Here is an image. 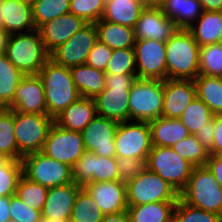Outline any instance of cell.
<instances>
[{"instance_id":"e575fe53","label":"cell","mask_w":222,"mask_h":222,"mask_svg":"<svg viewBox=\"0 0 222 222\" xmlns=\"http://www.w3.org/2000/svg\"><path fill=\"white\" fill-rule=\"evenodd\" d=\"M214 117L211 109L197 96L188 105L179 120L194 135L198 130L205 127Z\"/></svg>"},{"instance_id":"4316f807","label":"cell","mask_w":222,"mask_h":222,"mask_svg":"<svg viewBox=\"0 0 222 222\" xmlns=\"http://www.w3.org/2000/svg\"><path fill=\"white\" fill-rule=\"evenodd\" d=\"M160 8L178 29L191 27L203 12L199 0H165Z\"/></svg>"},{"instance_id":"ee69618b","label":"cell","mask_w":222,"mask_h":222,"mask_svg":"<svg viewBox=\"0 0 222 222\" xmlns=\"http://www.w3.org/2000/svg\"><path fill=\"white\" fill-rule=\"evenodd\" d=\"M105 0H70L69 12L95 24L103 16Z\"/></svg>"},{"instance_id":"c3c4849f","label":"cell","mask_w":222,"mask_h":222,"mask_svg":"<svg viewBox=\"0 0 222 222\" xmlns=\"http://www.w3.org/2000/svg\"><path fill=\"white\" fill-rule=\"evenodd\" d=\"M137 80V74H106L105 87H124L132 88Z\"/></svg>"},{"instance_id":"7a4b0ae2","label":"cell","mask_w":222,"mask_h":222,"mask_svg":"<svg viewBox=\"0 0 222 222\" xmlns=\"http://www.w3.org/2000/svg\"><path fill=\"white\" fill-rule=\"evenodd\" d=\"M38 75L44 87L47 115L51 118L54 119L70 104L81 98L69 68L49 59Z\"/></svg>"},{"instance_id":"836d02e7","label":"cell","mask_w":222,"mask_h":222,"mask_svg":"<svg viewBox=\"0 0 222 222\" xmlns=\"http://www.w3.org/2000/svg\"><path fill=\"white\" fill-rule=\"evenodd\" d=\"M0 156L18 160V146L14 129V110L0 109Z\"/></svg>"},{"instance_id":"b9f144b4","label":"cell","mask_w":222,"mask_h":222,"mask_svg":"<svg viewBox=\"0 0 222 222\" xmlns=\"http://www.w3.org/2000/svg\"><path fill=\"white\" fill-rule=\"evenodd\" d=\"M173 222H222V219L218 213L205 211L179 198L173 210Z\"/></svg>"},{"instance_id":"8992f818","label":"cell","mask_w":222,"mask_h":222,"mask_svg":"<svg viewBox=\"0 0 222 222\" xmlns=\"http://www.w3.org/2000/svg\"><path fill=\"white\" fill-rule=\"evenodd\" d=\"M163 81L137 79L129 92V120L149 122L161 117Z\"/></svg>"},{"instance_id":"7dc6e473","label":"cell","mask_w":222,"mask_h":222,"mask_svg":"<svg viewBox=\"0 0 222 222\" xmlns=\"http://www.w3.org/2000/svg\"><path fill=\"white\" fill-rule=\"evenodd\" d=\"M113 50L97 40L88 54L86 65L105 72Z\"/></svg>"},{"instance_id":"7c38bea8","label":"cell","mask_w":222,"mask_h":222,"mask_svg":"<svg viewBox=\"0 0 222 222\" xmlns=\"http://www.w3.org/2000/svg\"><path fill=\"white\" fill-rule=\"evenodd\" d=\"M97 40L95 24L87 23L64 44L55 49L50 54V59L56 64L69 69L78 65H84L90 50Z\"/></svg>"},{"instance_id":"816d5d0a","label":"cell","mask_w":222,"mask_h":222,"mask_svg":"<svg viewBox=\"0 0 222 222\" xmlns=\"http://www.w3.org/2000/svg\"><path fill=\"white\" fill-rule=\"evenodd\" d=\"M206 167L214 175L222 188V154H209Z\"/></svg>"},{"instance_id":"7402d4cb","label":"cell","mask_w":222,"mask_h":222,"mask_svg":"<svg viewBox=\"0 0 222 222\" xmlns=\"http://www.w3.org/2000/svg\"><path fill=\"white\" fill-rule=\"evenodd\" d=\"M81 189L75 182L64 186H56L48 189L47 198L42 217L49 219H70L73 205L78 191Z\"/></svg>"},{"instance_id":"44dd1931","label":"cell","mask_w":222,"mask_h":222,"mask_svg":"<svg viewBox=\"0 0 222 222\" xmlns=\"http://www.w3.org/2000/svg\"><path fill=\"white\" fill-rule=\"evenodd\" d=\"M131 88L105 87L95 98L97 115L117 122L129 121V92Z\"/></svg>"},{"instance_id":"d4e9b609","label":"cell","mask_w":222,"mask_h":222,"mask_svg":"<svg viewBox=\"0 0 222 222\" xmlns=\"http://www.w3.org/2000/svg\"><path fill=\"white\" fill-rule=\"evenodd\" d=\"M152 146L172 147L191 135L179 119L159 117L149 121Z\"/></svg>"},{"instance_id":"bcb514c9","label":"cell","mask_w":222,"mask_h":222,"mask_svg":"<svg viewBox=\"0 0 222 222\" xmlns=\"http://www.w3.org/2000/svg\"><path fill=\"white\" fill-rule=\"evenodd\" d=\"M10 216L19 222H39L42 218L41 211L24 204L16 195L10 196Z\"/></svg>"},{"instance_id":"3957f363","label":"cell","mask_w":222,"mask_h":222,"mask_svg":"<svg viewBox=\"0 0 222 222\" xmlns=\"http://www.w3.org/2000/svg\"><path fill=\"white\" fill-rule=\"evenodd\" d=\"M5 54L25 75L38 74L50 59L38 29L8 35Z\"/></svg>"},{"instance_id":"ba28073f","label":"cell","mask_w":222,"mask_h":222,"mask_svg":"<svg viewBox=\"0 0 222 222\" xmlns=\"http://www.w3.org/2000/svg\"><path fill=\"white\" fill-rule=\"evenodd\" d=\"M146 168L166 180L180 193L185 188L194 166L171 147L152 146L147 156Z\"/></svg>"},{"instance_id":"94428289","label":"cell","mask_w":222,"mask_h":222,"mask_svg":"<svg viewBox=\"0 0 222 222\" xmlns=\"http://www.w3.org/2000/svg\"><path fill=\"white\" fill-rule=\"evenodd\" d=\"M2 21H3V17H2V0H0V28H2Z\"/></svg>"},{"instance_id":"f1b7e54d","label":"cell","mask_w":222,"mask_h":222,"mask_svg":"<svg viewBox=\"0 0 222 222\" xmlns=\"http://www.w3.org/2000/svg\"><path fill=\"white\" fill-rule=\"evenodd\" d=\"M75 87L81 97L95 98L106 85V73L86 64L70 69Z\"/></svg>"},{"instance_id":"f5cc1de1","label":"cell","mask_w":222,"mask_h":222,"mask_svg":"<svg viewBox=\"0 0 222 222\" xmlns=\"http://www.w3.org/2000/svg\"><path fill=\"white\" fill-rule=\"evenodd\" d=\"M10 196L0 197V222L11 219L10 216Z\"/></svg>"},{"instance_id":"5b68a950","label":"cell","mask_w":222,"mask_h":222,"mask_svg":"<svg viewBox=\"0 0 222 222\" xmlns=\"http://www.w3.org/2000/svg\"><path fill=\"white\" fill-rule=\"evenodd\" d=\"M54 119L49 115L28 114L14 110L15 138L18 160L36 152H42Z\"/></svg>"},{"instance_id":"f35d334b","label":"cell","mask_w":222,"mask_h":222,"mask_svg":"<svg viewBox=\"0 0 222 222\" xmlns=\"http://www.w3.org/2000/svg\"><path fill=\"white\" fill-rule=\"evenodd\" d=\"M70 0H38L32 5L34 26L38 29L44 23L69 13Z\"/></svg>"},{"instance_id":"603a6c76","label":"cell","mask_w":222,"mask_h":222,"mask_svg":"<svg viewBox=\"0 0 222 222\" xmlns=\"http://www.w3.org/2000/svg\"><path fill=\"white\" fill-rule=\"evenodd\" d=\"M96 115L94 98L81 97L58 114L54 123L67 130L82 132Z\"/></svg>"},{"instance_id":"680465c9","label":"cell","mask_w":222,"mask_h":222,"mask_svg":"<svg viewBox=\"0 0 222 222\" xmlns=\"http://www.w3.org/2000/svg\"><path fill=\"white\" fill-rule=\"evenodd\" d=\"M39 222H69V219H61V218L49 219L46 217H42Z\"/></svg>"},{"instance_id":"74e56055","label":"cell","mask_w":222,"mask_h":222,"mask_svg":"<svg viewBox=\"0 0 222 222\" xmlns=\"http://www.w3.org/2000/svg\"><path fill=\"white\" fill-rule=\"evenodd\" d=\"M47 194L48 188L43 185L32 182L23 175L19 178L15 195L27 206L42 212Z\"/></svg>"},{"instance_id":"30bf717a","label":"cell","mask_w":222,"mask_h":222,"mask_svg":"<svg viewBox=\"0 0 222 222\" xmlns=\"http://www.w3.org/2000/svg\"><path fill=\"white\" fill-rule=\"evenodd\" d=\"M151 148V130L148 122L129 120L119 123L115 135V157L146 161Z\"/></svg>"},{"instance_id":"9a60e30c","label":"cell","mask_w":222,"mask_h":222,"mask_svg":"<svg viewBox=\"0 0 222 222\" xmlns=\"http://www.w3.org/2000/svg\"><path fill=\"white\" fill-rule=\"evenodd\" d=\"M119 122L96 115L81 132L85 151L115 157V135Z\"/></svg>"},{"instance_id":"6125c7cd","label":"cell","mask_w":222,"mask_h":222,"mask_svg":"<svg viewBox=\"0 0 222 222\" xmlns=\"http://www.w3.org/2000/svg\"><path fill=\"white\" fill-rule=\"evenodd\" d=\"M5 222H19V221H15V220L10 219V220H7Z\"/></svg>"},{"instance_id":"5bb4252c","label":"cell","mask_w":222,"mask_h":222,"mask_svg":"<svg viewBox=\"0 0 222 222\" xmlns=\"http://www.w3.org/2000/svg\"><path fill=\"white\" fill-rule=\"evenodd\" d=\"M72 170L73 181L81 188L92 182L118 180L116 157L99 156L94 152L85 151Z\"/></svg>"},{"instance_id":"6da1fadb","label":"cell","mask_w":222,"mask_h":222,"mask_svg":"<svg viewBox=\"0 0 222 222\" xmlns=\"http://www.w3.org/2000/svg\"><path fill=\"white\" fill-rule=\"evenodd\" d=\"M200 46L188 29H178L166 42V79L194 80L199 75Z\"/></svg>"},{"instance_id":"52a82bcc","label":"cell","mask_w":222,"mask_h":222,"mask_svg":"<svg viewBox=\"0 0 222 222\" xmlns=\"http://www.w3.org/2000/svg\"><path fill=\"white\" fill-rule=\"evenodd\" d=\"M22 175L46 188L73 183V170L69 165L51 159L43 152L28 154L21 159Z\"/></svg>"},{"instance_id":"91938a15","label":"cell","mask_w":222,"mask_h":222,"mask_svg":"<svg viewBox=\"0 0 222 222\" xmlns=\"http://www.w3.org/2000/svg\"><path fill=\"white\" fill-rule=\"evenodd\" d=\"M23 3H27L30 6L34 5L38 0H21Z\"/></svg>"},{"instance_id":"e0dca14e","label":"cell","mask_w":222,"mask_h":222,"mask_svg":"<svg viewBox=\"0 0 222 222\" xmlns=\"http://www.w3.org/2000/svg\"><path fill=\"white\" fill-rule=\"evenodd\" d=\"M163 90L161 117L164 118L179 119L197 96L195 83L189 79H165Z\"/></svg>"},{"instance_id":"9c48e42d","label":"cell","mask_w":222,"mask_h":222,"mask_svg":"<svg viewBox=\"0 0 222 222\" xmlns=\"http://www.w3.org/2000/svg\"><path fill=\"white\" fill-rule=\"evenodd\" d=\"M127 204L142 205L178 201L179 193L166 180L147 168L126 184Z\"/></svg>"},{"instance_id":"7bdbcfd3","label":"cell","mask_w":222,"mask_h":222,"mask_svg":"<svg viewBox=\"0 0 222 222\" xmlns=\"http://www.w3.org/2000/svg\"><path fill=\"white\" fill-rule=\"evenodd\" d=\"M106 74H136V60L134 48L113 50L107 64Z\"/></svg>"},{"instance_id":"83f0119b","label":"cell","mask_w":222,"mask_h":222,"mask_svg":"<svg viewBox=\"0 0 222 222\" xmlns=\"http://www.w3.org/2000/svg\"><path fill=\"white\" fill-rule=\"evenodd\" d=\"M97 39L112 50L133 48L136 42L134 28L103 20L95 23Z\"/></svg>"},{"instance_id":"2e32d148","label":"cell","mask_w":222,"mask_h":222,"mask_svg":"<svg viewBox=\"0 0 222 222\" xmlns=\"http://www.w3.org/2000/svg\"><path fill=\"white\" fill-rule=\"evenodd\" d=\"M6 108L21 113L47 115L44 87L38 74H29L22 78L13 101Z\"/></svg>"},{"instance_id":"11a10c76","label":"cell","mask_w":222,"mask_h":222,"mask_svg":"<svg viewBox=\"0 0 222 222\" xmlns=\"http://www.w3.org/2000/svg\"><path fill=\"white\" fill-rule=\"evenodd\" d=\"M203 11H221L222 0H199Z\"/></svg>"},{"instance_id":"8fae6325","label":"cell","mask_w":222,"mask_h":222,"mask_svg":"<svg viewBox=\"0 0 222 222\" xmlns=\"http://www.w3.org/2000/svg\"><path fill=\"white\" fill-rule=\"evenodd\" d=\"M42 152L51 159L74 167L84 154L85 146L81 132L64 129L53 123L50 127Z\"/></svg>"},{"instance_id":"ac0fdd59","label":"cell","mask_w":222,"mask_h":222,"mask_svg":"<svg viewBox=\"0 0 222 222\" xmlns=\"http://www.w3.org/2000/svg\"><path fill=\"white\" fill-rule=\"evenodd\" d=\"M178 28L160 7H145L136 21L134 33L136 39H153L166 42Z\"/></svg>"},{"instance_id":"f546056e","label":"cell","mask_w":222,"mask_h":222,"mask_svg":"<svg viewBox=\"0 0 222 222\" xmlns=\"http://www.w3.org/2000/svg\"><path fill=\"white\" fill-rule=\"evenodd\" d=\"M103 20L134 28L145 8L139 0H105Z\"/></svg>"},{"instance_id":"6f0895ef","label":"cell","mask_w":222,"mask_h":222,"mask_svg":"<svg viewBox=\"0 0 222 222\" xmlns=\"http://www.w3.org/2000/svg\"><path fill=\"white\" fill-rule=\"evenodd\" d=\"M144 7H160L165 0H139Z\"/></svg>"},{"instance_id":"4dcf8cb0","label":"cell","mask_w":222,"mask_h":222,"mask_svg":"<svg viewBox=\"0 0 222 222\" xmlns=\"http://www.w3.org/2000/svg\"><path fill=\"white\" fill-rule=\"evenodd\" d=\"M177 201H160L142 205H128L130 222H173Z\"/></svg>"},{"instance_id":"681fc988","label":"cell","mask_w":222,"mask_h":222,"mask_svg":"<svg viewBox=\"0 0 222 222\" xmlns=\"http://www.w3.org/2000/svg\"><path fill=\"white\" fill-rule=\"evenodd\" d=\"M214 117L213 119L205 124V127L201 130H198L194 135L201 142L206 150H210L212 148V143L214 140Z\"/></svg>"},{"instance_id":"d6a6232c","label":"cell","mask_w":222,"mask_h":222,"mask_svg":"<svg viewBox=\"0 0 222 222\" xmlns=\"http://www.w3.org/2000/svg\"><path fill=\"white\" fill-rule=\"evenodd\" d=\"M24 76L5 53L0 55V107L6 108L13 101L16 88Z\"/></svg>"},{"instance_id":"4fadbf2b","label":"cell","mask_w":222,"mask_h":222,"mask_svg":"<svg viewBox=\"0 0 222 222\" xmlns=\"http://www.w3.org/2000/svg\"><path fill=\"white\" fill-rule=\"evenodd\" d=\"M137 79H166L165 42L136 39L134 45Z\"/></svg>"},{"instance_id":"cb8c5ba5","label":"cell","mask_w":222,"mask_h":222,"mask_svg":"<svg viewBox=\"0 0 222 222\" xmlns=\"http://www.w3.org/2000/svg\"><path fill=\"white\" fill-rule=\"evenodd\" d=\"M2 28L10 35L35 30L32 6L21 0H2Z\"/></svg>"},{"instance_id":"d590c367","label":"cell","mask_w":222,"mask_h":222,"mask_svg":"<svg viewBox=\"0 0 222 222\" xmlns=\"http://www.w3.org/2000/svg\"><path fill=\"white\" fill-rule=\"evenodd\" d=\"M103 216L94 199L81 188L77 193L69 222H102Z\"/></svg>"},{"instance_id":"9f6ffc18","label":"cell","mask_w":222,"mask_h":222,"mask_svg":"<svg viewBox=\"0 0 222 222\" xmlns=\"http://www.w3.org/2000/svg\"><path fill=\"white\" fill-rule=\"evenodd\" d=\"M8 34L4 31L3 28H0V55L4 54L6 51Z\"/></svg>"},{"instance_id":"db71d44e","label":"cell","mask_w":222,"mask_h":222,"mask_svg":"<svg viewBox=\"0 0 222 222\" xmlns=\"http://www.w3.org/2000/svg\"><path fill=\"white\" fill-rule=\"evenodd\" d=\"M102 222H130L127 210L116 214H105Z\"/></svg>"},{"instance_id":"277c9868","label":"cell","mask_w":222,"mask_h":222,"mask_svg":"<svg viewBox=\"0 0 222 222\" xmlns=\"http://www.w3.org/2000/svg\"><path fill=\"white\" fill-rule=\"evenodd\" d=\"M179 198L187 204L221 215L222 188L206 166L193 168Z\"/></svg>"},{"instance_id":"1f68e13d","label":"cell","mask_w":222,"mask_h":222,"mask_svg":"<svg viewBox=\"0 0 222 222\" xmlns=\"http://www.w3.org/2000/svg\"><path fill=\"white\" fill-rule=\"evenodd\" d=\"M193 81L197 97L214 115H222V77L198 75Z\"/></svg>"},{"instance_id":"d6986e66","label":"cell","mask_w":222,"mask_h":222,"mask_svg":"<svg viewBox=\"0 0 222 222\" xmlns=\"http://www.w3.org/2000/svg\"><path fill=\"white\" fill-rule=\"evenodd\" d=\"M83 189L94 199L105 214H116L127 210L126 184L117 181L92 182Z\"/></svg>"},{"instance_id":"f907efd6","label":"cell","mask_w":222,"mask_h":222,"mask_svg":"<svg viewBox=\"0 0 222 222\" xmlns=\"http://www.w3.org/2000/svg\"><path fill=\"white\" fill-rule=\"evenodd\" d=\"M214 140L209 154H222V115H214Z\"/></svg>"},{"instance_id":"8d00e7d4","label":"cell","mask_w":222,"mask_h":222,"mask_svg":"<svg viewBox=\"0 0 222 222\" xmlns=\"http://www.w3.org/2000/svg\"><path fill=\"white\" fill-rule=\"evenodd\" d=\"M171 149L194 167H204L207 164L209 152L195 135H189L173 145Z\"/></svg>"},{"instance_id":"60d3db41","label":"cell","mask_w":222,"mask_h":222,"mask_svg":"<svg viewBox=\"0 0 222 222\" xmlns=\"http://www.w3.org/2000/svg\"><path fill=\"white\" fill-rule=\"evenodd\" d=\"M22 176L20 160L0 156V197L15 195L19 178Z\"/></svg>"},{"instance_id":"484cf974","label":"cell","mask_w":222,"mask_h":222,"mask_svg":"<svg viewBox=\"0 0 222 222\" xmlns=\"http://www.w3.org/2000/svg\"><path fill=\"white\" fill-rule=\"evenodd\" d=\"M198 45L222 42V13L220 11H203L196 22L188 28Z\"/></svg>"},{"instance_id":"ab89813d","label":"cell","mask_w":222,"mask_h":222,"mask_svg":"<svg viewBox=\"0 0 222 222\" xmlns=\"http://www.w3.org/2000/svg\"><path fill=\"white\" fill-rule=\"evenodd\" d=\"M199 75L222 77V42L200 47Z\"/></svg>"},{"instance_id":"f6af8a7d","label":"cell","mask_w":222,"mask_h":222,"mask_svg":"<svg viewBox=\"0 0 222 222\" xmlns=\"http://www.w3.org/2000/svg\"><path fill=\"white\" fill-rule=\"evenodd\" d=\"M118 181L124 184L132 181L146 169V161L138 158L116 157Z\"/></svg>"},{"instance_id":"ffe728a7","label":"cell","mask_w":222,"mask_h":222,"mask_svg":"<svg viewBox=\"0 0 222 222\" xmlns=\"http://www.w3.org/2000/svg\"><path fill=\"white\" fill-rule=\"evenodd\" d=\"M86 24L82 18L69 12L44 23L38 30L46 51L51 54Z\"/></svg>"}]
</instances>
